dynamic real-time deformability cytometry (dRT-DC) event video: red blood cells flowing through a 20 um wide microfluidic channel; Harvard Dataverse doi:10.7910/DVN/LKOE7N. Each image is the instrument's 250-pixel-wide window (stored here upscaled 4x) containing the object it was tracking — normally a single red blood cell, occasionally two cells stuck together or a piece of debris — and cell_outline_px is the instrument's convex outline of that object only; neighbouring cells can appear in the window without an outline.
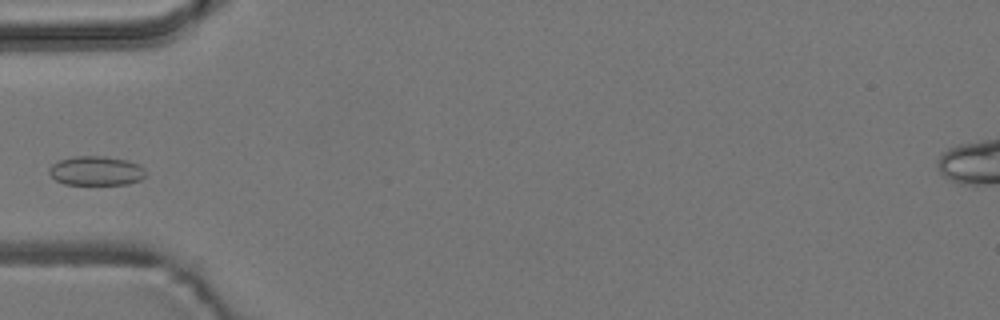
{"species": "common noctule bat (a hibernating species)", "species_latin": "Nyctalus noctula", "temperature_condition": "room temperature", "stored_images_in_passage": 2, "camera_frame_rate_fps": 3000, "um_per_image_px": 0.085, "animal": {"sex": "male", "body_mass_g": 19.2, "forearm_length_mm": 51.8}, "frame": {"image": 1, "passage_image": 2, "time_ms": 2.0, "image_size_px": [1000, 320], "cell_outline_px": [[144, 176], [140, 180], [128, 184], [64, 184], [56, 180], [48, 172], [48, 168], [52, 164], [60, 160], [76, 156], [104, 156], [128, 160], [140, 164], [144, 168]], "centroid_in_image_um": [8.17, 14.51], "position_along_channel_um": 76.8, "area_um2": 16.47}}